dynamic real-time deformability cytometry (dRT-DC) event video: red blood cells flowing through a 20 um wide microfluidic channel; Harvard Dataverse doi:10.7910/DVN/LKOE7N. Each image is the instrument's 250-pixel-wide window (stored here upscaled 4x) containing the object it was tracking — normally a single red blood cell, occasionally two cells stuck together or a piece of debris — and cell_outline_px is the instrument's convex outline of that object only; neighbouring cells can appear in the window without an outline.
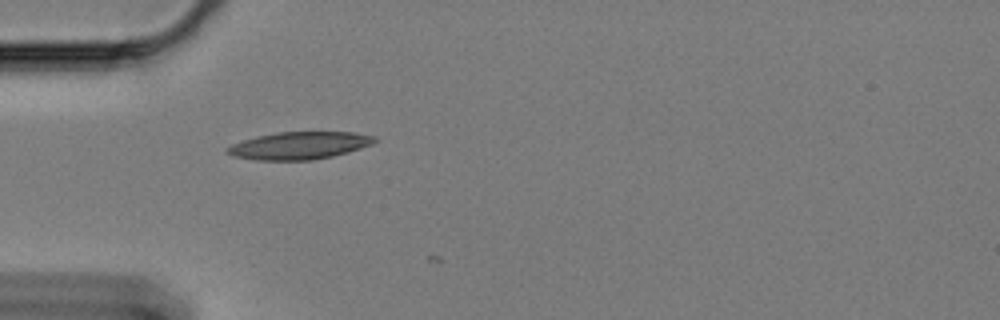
{"species": "Egyptian fruit bat (a non-hibernating species)", "species_latin": "Rousettus aegyptiacus", "temperature_condition": "cold", "stored_images_in_passage": 3, "camera_frame_rate_fps": 3000, "um_per_image_px": 0.085, "animal": {"sex": "female"}, "frame": {"image": 1, "passage_image": 1, "time_ms": 0.0, "image_size_px": [1000, 320], "cell_outline_px": [[380, 140], [372, 144], [348, 152], [332, 156], [312, 160], [256, 160], [232, 156], [224, 152], [224, 148], [232, 144], [256, 136], [276, 132], [356, 132], [376, 136]], "centroid_in_image_um": [25.44, 12.37], "position_along_channel_um": 59.6, "area_um2": 23.81}}